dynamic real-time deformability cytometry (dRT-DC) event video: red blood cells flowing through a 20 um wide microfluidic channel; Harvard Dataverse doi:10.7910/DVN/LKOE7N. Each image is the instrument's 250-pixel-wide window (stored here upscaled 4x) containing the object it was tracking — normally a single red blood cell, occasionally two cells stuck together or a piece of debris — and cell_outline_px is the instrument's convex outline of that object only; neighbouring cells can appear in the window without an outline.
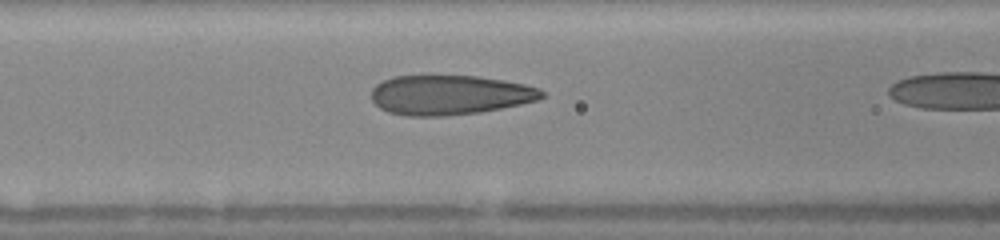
{"species": "human", "species_latin": "Homo sapiens", "temperature_condition": "warm", "stored_images_in_passage": 21, "camera_frame_rate_fps": 3000, "um_per_image_px": 0.085, "donor": {"sex": "female"}, "frame": {"image": 1, "passage_image": 9, "time_ms": 1.667, "image_size_px": [1000, 240], "cell_outline_px": [[544, 96], [536, 100], [520, 104], [480, 112], [448, 116], [404, 116], [388, 112], [380, 108], [372, 100], [372, 88], [376, 84], [392, 76], [480, 76], [504, 80], [524, 84], [540, 88], [544, 92]], "centroid_in_image_um": [38.21, 8.07], "position_along_channel_um": 128.4, "area_um2": 39.48}}
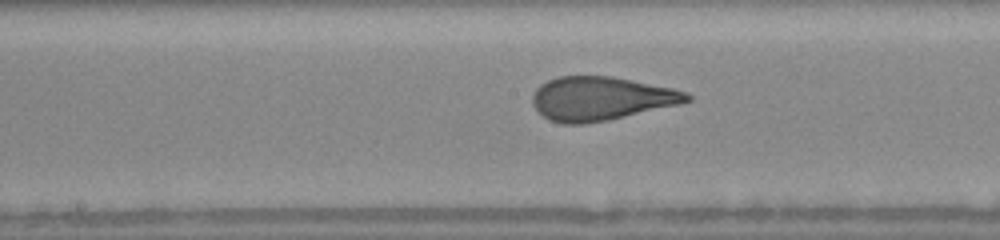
{"frame": {"image": 2, "passage_image": 17, "time_ms": 3.333, "image_size_px": [1000, 240], "cell_outline_px": [[692, 100], [680, 104], [608, 120], [584, 124], [564, 124], [548, 120], [532, 104], [532, 96], [536, 88], [540, 84], [556, 76], [612, 76], [672, 88], [684, 92], [692, 96]], "centroid_in_image_um": [51.05, 8.38], "position_along_channel_um": 197.1, "area_um2": 39.3}}